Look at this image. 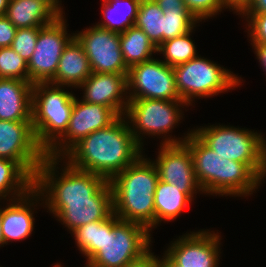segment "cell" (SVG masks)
<instances>
[{"label": "cell", "mask_w": 266, "mask_h": 267, "mask_svg": "<svg viewBox=\"0 0 266 267\" xmlns=\"http://www.w3.org/2000/svg\"><path fill=\"white\" fill-rule=\"evenodd\" d=\"M2 207H0V247H4V237H3V233H2Z\"/></svg>", "instance_id": "46"}, {"label": "cell", "mask_w": 266, "mask_h": 267, "mask_svg": "<svg viewBox=\"0 0 266 267\" xmlns=\"http://www.w3.org/2000/svg\"><path fill=\"white\" fill-rule=\"evenodd\" d=\"M261 183L260 178L245 163L220 160L219 196L247 197Z\"/></svg>", "instance_id": "22"}, {"label": "cell", "mask_w": 266, "mask_h": 267, "mask_svg": "<svg viewBox=\"0 0 266 267\" xmlns=\"http://www.w3.org/2000/svg\"><path fill=\"white\" fill-rule=\"evenodd\" d=\"M250 44H266V12H243Z\"/></svg>", "instance_id": "35"}, {"label": "cell", "mask_w": 266, "mask_h": 267, "mask_svg": "<svg viewBox=\"0 0 266 267\" xmlns=\"http://www.w3.org/2000/svg\"><path fill=\"white\" fill-rule=\"evenodd\" d=\"M120 48L128 68L149 61L158 53L156 45L135 25L120 33Z\"/></svg>", "instance_id": "27"}, {"label": "cell", "mask_w": 266, "mask_h": 267, "mask_svg": "<svg viewBox=\"0 0 266 267\" xmlns=\"http://www.w3.org/2000/svg\"><path fill=\"white\" fill-rule=\"evenodd\" d=\"M40 197L41 194L33 187L24 196L6 201V206L2 207L1 224L4 245H8V242L22 241L32 234L35 222L34 206L37 207L38 204L45 206L43 198Z\"/></svg>", "instance_id": "18"}, {"label": "cell", "mask_w": 266, "mask_h": 267, "mask_svg": "<svg viewBox=\"0 0 266 267\" xmlns=\"http://www.w3.org/2000/svg\"><path fill=\"white\" fill-rule=\"evenodd\" d=\"M150 236L144 226L118 218L105 231L102 248L86 262V267H124L150 249Z\"/></svg>", "instance_id": "8"}, {"label": "cell", "mask_w": 266, "mask_h": 267, "mask_svg": "<svg viewBox=\"0 0 266 267\" xmlns=\"http://www.w3.org/2000/svg\"><path fill=\"white\" fill-rule=\"evenodd\" d=\"M194 28L181 36L164 41L157 47V52L163 54V60L168 66H176L185 63L198 56L195 42L190 36ZM194 42V43H193ZM197 52V53H196Z\"/></svg>", "instance_id": "30"}, {"label": "cell", "mask_w": 266, "mask_h": 267, "mask_svg": "<svg viewBox=\"0 0 266 267\" xmlns=\"http://www.w3.org/2000/svg\"><path fill=\"white\" fill-rule=\"evenodd\" d=\"M119 115L103 105L87 103L75 96L68 128L46 151V156L62 158L76 143L90 133L112 124Z\"/></svg>", "instance_id": "12"}, {"label": "cell", "mask_w": 266, "mask_h": 267, "mask_svg": "<svg viewBox=\"0 0 266 267\" xmlns=\"http://www.w3.org/2000/svg\"><path fill=\"white\" fill-rule=\"evenodd\" d=\"M162 10H188L183 0H155Z\"/></svg>", "instance_id": "39"}, {"label": "cell", "mask_w": 266, "mask_h": 267, "mask_svg": "<svg viewBox=\"0 0 266 267\" xmlns=\"http://www.w3.org/2000/svg\"><path fill=\"white\" fill-rule=\"evenodd\" d=\"M189 107L182 100L129 99L124 117L135 140L143 148L144 135L163 136L160 144H182L190 136L192 129L183 138L167 135L183 119L182 108ZM182 107V108H181ZM143 135V136H142ZM165 135V136H164ZM173 137V138H172Z\"/></svg>", "instance_id": "4"}, {"label": "cell", "mask_w": 266, "mask_h": 267, "mask_svg": "<svg viewBox=\"0 0 266 267\" xmlns=\"http://www.w3.org/2000/svg\"><path fill=\"white\" fill-rule=\"evenodd\" d=\"M32 90L28 80L0 78V120L32 121Z\"/></svg>", "instance_id": "19"}, {"label": "cell", "mask_w": 266, "mask_h": 267, "mask_svg": "<svg viewBox=\"0 0 266 267\" xmlns=\"http://www.w3.org/2000/svg\"><path fill=\"white\" fill-rule=\"evenodd\" d=\"M85 29L74 36L83 46L92 72L128 74L120 48V33L97 25Z\"/></svg>", "instance_id": "13"}, {"label": "cell", "mask_w": 266, "mask_h": 267, "mask_svg": "<svg viewBox=\"0 0 266 267\" xmlns=\"http://www.w3.org/2000/svg\"><path fill=\"white\" fill-rule=\"evenodd\" d=\"M141 0H103V20L97 26L122 33L134 26Z\"/></svg>", "instance_id": "25"}, {"label": "cell", "mask_w": 266, "mask_h": 267, "mask_svg": "<svg viewBox=\"0 0 266 267\" xmlns=\"http://www.w3.org/2000/svg\"><path fill=\"white\" fill-rule=\"evenodd\" d=\"M159 176L155 164L145 154L116 174L109 182L113 193V213L121 220L155 228L154 193Z\"/></svg>", "instance_id": "2"}, {"label": "cell", "mask_w": 266, "mask_h": 267, "mask_svg": "<svg viewBox=\"0 0 266 267\" xmlns=\"http://www.w3.org/2000/svg\"><path fill=\"white\" fill-rule=\"evenodd\" d=\"M152 162L157 168L159 180L182 188L192 201L197 192L203 193L195 177L191 150L185 143L160 144L157 158Z\"/></svg>", "instance_id": "15"}, {"label": "cell", "mask_w": 266, "mask_h": 267, "mask_svg": "<svg viewBox=\"0 0 266 267\" xmlns=\"http://www.w3.org/2000/svg\"><path fill=\"white\" fill-rule=\"evenodd\" d=\"M53 217L67 227L69 233L84 224L105 220L113 213V193L108 182L94 197L79 201H44Z\"/></svg>", "instance_id": "14"}, {"label": "cell", "mask_w": 266, "mask_h": 267, "mask_svg": "<svg viewBox=\"0 0 266 267\" xmlns=\"http://www.w3.org/2000/svg\"><path fill=\"white\" fill-rule=\"evenodd\" d=\"M0 78L28 80V62L12 47L0 48Z\"/></svg>", "instance_id": "32"}, {"label": "cell", "mask_w": 266, "mask_h": 267, "mask_svg": "<svg viewBox=\"0 0 266 267\" xmlns=\"http://www.w3.org/2000/svg\"><path fill=\"white\" fill-rule=\"evenodd\" d=\"M9 0H0V16H4L8 7Z\"/></svg>", "instance_id": "44"}, {"label": "cell", "mask_w": 266, "mask_h": 267, "mask_svg": "<svg viewBox=\"0 0 266 267\" xmlns=\"http://www.w3.org/2000/svg\"><path fill=\"white\" fill-rule=\"evenodd\" d=\"M118 219L112 213L105 220L93 221L77 228L73 234L78 250L87 262L102 248L105 241V231Z\"/></svg>", "instance_id": "28"}, {"label": "cell", "mask_w": 266, "mask_h": 267, "mask_svg": "<svg viewBox=\"0 0 266 267\" xmlns=\"http://www.w3.org/2000/svg\"><path fill=\"white\" fill-rule=\"evenodd\" d=\"M266 176V138H265V142H264V168H263V172L260 178V181L264 180V178Z\"/></svg>", "instance_id": "45"}, {"label": "cell", "mask_w": 266, "mask_h": 267, "mask_svg": "<svg viewBox=\"0 0 266 267\" xmlns=\"http://www.w3.org/2000/svg\"><path fill=\"white\" fill-rule=\"evenodd\" d=\"M184 143L191 150L195 177L203 193L219 196L221 157L208 148L193 132Z\"/></svg>", "instance_id": "20"}, {"label": "cell", "mask_w": 266, "mask_h": 267, "mask_svg": "<svg viewBox=\"0 0 266 267\" xmlns=\"http://www.w3.org/2000/svg\"><path fill=\"white\" fill-rule=\"evenodd\" d=\"M179 238V239H178ZM165 251L182 267H218L221 236L215 231L198 230L179 236Z\"/></svg>", "instance_id": "16"}, {"label": "cell", "mask_w": 266, "mask_h": 267, "mask_svg": "<svg viewBox=\"0 0 266 267\" xmlns=\"http://www.w3.org/2000/svg\"><path fill=\"white\" fill-rule=\"evenodd\" d=\"M252 49H254V53L257 56V60H259L260 66H262L263 71L266 74V44H251Z\"/></svg>", "instance_id": "40"}, {"label": "cell", "mask_w": 266, "mask_h": 267, "mask_svg": "<svg viewBox=\"0 0 266 267\" xmlns=\"http://www.w3.org/2000/svg\"><path fill=\"white\" fill-rule=\"evenodd\" d=\"M5 16L18 29L43 27L61 15L44 0H9Z\"/></svg>", "instance_id": "23"}, {"label": "cell", "mask_w": 266, "mask_h": 267, "mask_svg": "<svg viewBox=\"0 0 266 267\" xmlns=\"http://www.w3.org/2000/svg\"><path fill=\"white\" fill-rule=\"evenodd\" d=\"M53 267H62V265L57 262Z\"/></svg>", "instance_id": "47"}, {"label": "cell", "mask_w": 266, "mask_h": 267, "mask_svg": "<svg viewBox=\"0 0 266 267\" xmlns=\"http://www.w3.org/2000/svg\"><path fill=\"white\" fill-rule=\"evenodd\" d=\"M17 28L4 16H0V48L11 47Z\"/></svg>", "instance_id": "36"}, {"label": "cell", "mask_w": 266, "mask_h": 267, "mask_svg": "<svg viewBox=\"0 0 266 267\" xmlns=\"http://www.w3.org/2000/svg\"><path fill=\"white\" fill-rule=\"evenodd\" d=\"M64 15L39 30L33 55L28 61V81L49 82L56 74L64 48L74 37L67 32Z\"/></svg>", "instance_id": "9"}, {"label": "cell", "mask_w": 266, "mask_h": 267, "mask_svg": "<svg viewBox=\"0 0 266 267\" xmlns=\"http://www.w3.org/2000/svg\"><path fill=\"white\" fill-rule=\"evenodd\" d=\"M49 82L33 84L32 126L45 152L65 133L74 104V93Z\"/></svg>", "instance_id": "5"}, {"label": "cell", "mask_w": 266, "mask_h": 267, "mask_svg": "<svg viewBox=\"0 0 266 267\" xmlns=\"http://www.w3.org/2000/svg\"><path fill=\"white\" fill-rule=\"evenodd\" d=\"M60 160L62 158L46 156L37 170L34 188L43 201L89 200L109 182L100 175L71 166L64 159L65 167L60 169Z\"/></svg>", "instance_id": "3"}, {"label": "cell", "mask_w": 266, "mask_h": 267, "mask_svg": "<svg viewBox=\"0 0 266 267\" xmlns=\"http://www.w3.org/2000/svg\"><path fill=\"white\" fill-rule=\"evenodd\" d=\"M128 99L181 100L177 92L172 66L152 58L128 70Z\"/></svg>", "instance_id": "10"}, {"label": "cell", "mask_w": 266, "mask_h": 267, "mask_svg": "<svg viewBox=\"0 0 266 267\" xmlns=\"http://www.w3.org/2000/svg\"><path fill=\"white\" fill-rule=\"evenodd\" d=\"M45 157L32 121L0 120V158L17 162L34 179Z\"/></svg>", "instance_id": "11"}, {"label": "cell", "mask_w": 266, "mask_h": 267, "mask_svg": "<svg viewBox=\"0 0 266 267\" xmlns=\"http://www.w3.org/2000/svg\"><path fill=\"white\" fill-rule=\"evenodd\" d=\"M158 47L163 43V10L155 0H141L134 24Z\"/></svg>", "instance_id": "29"}, {"label": "cell", "mask_w": 266, "mask_h": 267, "mask_svg": "<svg viewBox=\"0 0 266 267\" xmlns=\"http://www.w3.org/2000/svg\"><path fill=\"white\" fill-rule=\"evenodd\" d=\"M192 200L182 188L158 180L154 193L155 228L164 222L176 220Z\"/></svg>", "instance_id": "24"}, {"label": "cell", "mask_w": 266, "mask_h": 267, "mask_svg": "<svg viewBox=\"0 0 266 267\" xmlns=\"http://www.w3.org/2000/svg\"><path fill=\"white\" fill-rule=\"evenodd\" d=\"M127 119L119 116L109 126L90 133L76 143L63 157L71 166L104 177L110 181L142 154Z\"/></svg>", "instance_id": "1"}, {"label": "cell", "mask_w": 266, "mask_h": 267, "mask_svg": "<svg viewBox=\"0 0 266 267\" xmlns=\"http://www.w3.org/2000/svg\"><path fill=\"white\" fill-rule=\"evenodd\" d=\"M205 57H195L173 67L177 92L192 106L195 98H209L235 89L242 84L238 75ZM238 76V77H237Z\"/></svg>", "instance_id": "7"}, {"label": "cell", "mask_w": 266, "mask_h": 267, "mask_svg": "<svg viewBox=\"0 0 266 267\" xmlns=\"http://www.w3.org/2000/svg\"><path fill=\"white\" fill-rule=\"evenodd\" d=\"M254 0H223L226 8L237 15H241Z\"/></svg>", "instance_id": "38"}, {"label": "cell", "mask_w": 266, "mask_h": 267, "mask_svg": "<svg viewBox=\"0 0 266 267\" xmlns=\"http://www.w3.org/2000/svg\"><path fill=\"white\" fill-rule=\"evenodd\" d=\"M192 132L221 159L245 163L259 178L264 168L265 137L257 131L229 125H208Z\"/></svg>", "instance_id": "6"}, {"label": "cell", "mask_w": 266, "mask_h": 267, "mask_svg": "<svg viewBox=\"0 0 266 267\" xmlns=\"http://www.w3.org/2000/svg\"><path fill=\"white\" fill-rule=\"evenodd\" d=\"M244 12H266V0H254Z\"/></svg>", "instance_id": "41"}, {"label": "cell", "mask_w": 266, "mask_h": 267, "mask_svg": "<svg viewBox=\"0 0 266 267\" xmlns=\"http://www.w3.org/2000/svg\"><path fill=\"white\" fill-rule=\"evenodd\" d=\"M46 1L48 4H50L60 15H65L64 10H63V6H61L60 4L62 3L61 0H44Z\"/></svg>", "instance_id": "43"}, {"label": "cell", "mask_w": 266, "mask_h": 267, "mask_svg": "<svg viewBox=\"0 0 266 267\" xmlns=\"http://www.w3.org/2000/svg\"><path fill=\"white\" fill-rule=\"evenodd\" d=\"M41 27L18 28L12 42V49L27 62L31 59Z\"/></svg>", "instance_id": "33"}, {"label": "cell", "mask_w": 266, "mask_h": 267, "mask_svg": "<svg viewBox=\"0 0 266 267\" xmlns=\"http://www.w3.org/2000/svg\"><path fill=\"white\" fill-rule=\"evenodd\" d=\"M33 187L34 179L17 162L0 158V200L17 199Z\"/></svg>", "instance_id": "26"}, {"label": "cell", "mask_w": 266, "mask_h": 267, "mask_svg": "<svg viewBox=\"0 0 266 267\" xmlns=\"http://www.w3.org/2000/svg\"><path fill=\"white\" fill-rule=\"evenodd\" d=\"M186 8L200 22L215 17L222 10L227 9L223 0H183Z\"/></svg>", "instance_id": "34"}, {"label": "cell", "mask_w": 266, "mask_h": 267, "mask_svg": "<svg viewBox=\"0 0 266 267\" xmlns=\"http://www.w3.org/2000/svg\"><path fill=\"white\" fill-rule=\"evenodd\" d=\"M151 251L152 250L149 249L140 258L129 262L124 267H161L159 256L154 255V252L152 253Z\"/></svg>", "instance_id": "37"}, {"label": "cell", "mask_w": 266, "mask_h": 267, "mask_svg": "<svg viewBox=\"0 0 266 267\" xmlns=\"http://www.w3.org/2000/svg\"><path fill=\"white\" fill-rule=\"evenodd\" d=\"M198 22L189 10H163V42L190 32Z\"/></svg>", "instance_id": "31"}, {"label": "cell", "mask_w": 266, "mask_h": 267, "mask_svg": "<svg viewBox=\"0 0 266 267\" xmlns=\"http://www.w3.org/2000/svg\"><path fill=\"white\" fill-rule=\"evenodd\" d=\"M161 267H182L179 266L166 252L162 258L159 257Z\"/></svg>", "instance_id": "42"}, {"label": "cell", "mask_w": 266, "mask_h": 267, "mask_svg": "<svg viewBox=\"0 0 266 267\" xmlns=\"http://www.w3.org/2000/svg\"><path fill=\"white\" fill-rule=\"evenodd\" d=\"M91 73L89 59L74 36L64 48L56 74L49 83L77 89Z\"/></svg>", "instance_id": "21"}, {"label": "cell", "mask_w": 266, "mask_h": 267, "mask_svg": "<svg viewBox=\"0 0 266 267\" xmlns=\"http://www.w3.org/2000/svg\"><path fill=\"white\" fill-rule=\"evenodd\" d=\"M127 75L92 72L78 87L84 91L82 100L112 108L119 116H124L129 102Z\"/></svg>", "instance_id": "17"}]
</instances>
